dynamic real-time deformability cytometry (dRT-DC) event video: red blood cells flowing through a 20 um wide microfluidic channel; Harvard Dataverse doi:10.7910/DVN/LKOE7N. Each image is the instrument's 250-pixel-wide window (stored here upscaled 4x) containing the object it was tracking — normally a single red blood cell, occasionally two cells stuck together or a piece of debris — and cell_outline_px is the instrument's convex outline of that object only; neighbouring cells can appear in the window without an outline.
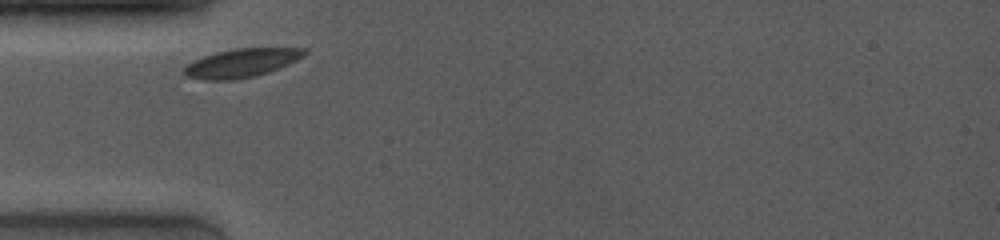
{"species": "common noctule bat (a hibernating species)", "species_latin": "Nyctalus noctula", "temperature_condition": "room temperature", "stored_images_in_passage": 3, "camera_frame_rate_fps": 4000, "um_per_image_px": 0.085, "animal": {"sex": "female", "body_mass_g": 19.0, "forearm_length_mm": 53.3}, "frame": {"image": 1, "passage_image": 1, "time_ms": 0.0, "image_size_px": [1000, 240], "cell_outline_px": [[308, 52], [296, 60], [280, 68], [256, 76], [232, 80], [204, 80], [184, 76], [184, 68], [188, 64], [204, 56], [216, 52], [236, 48], [304, 48]], "centroid_in_image_um": [20.53, 5.36], "position_along_channel_um": 64.5, "area_um2": 19.94}}